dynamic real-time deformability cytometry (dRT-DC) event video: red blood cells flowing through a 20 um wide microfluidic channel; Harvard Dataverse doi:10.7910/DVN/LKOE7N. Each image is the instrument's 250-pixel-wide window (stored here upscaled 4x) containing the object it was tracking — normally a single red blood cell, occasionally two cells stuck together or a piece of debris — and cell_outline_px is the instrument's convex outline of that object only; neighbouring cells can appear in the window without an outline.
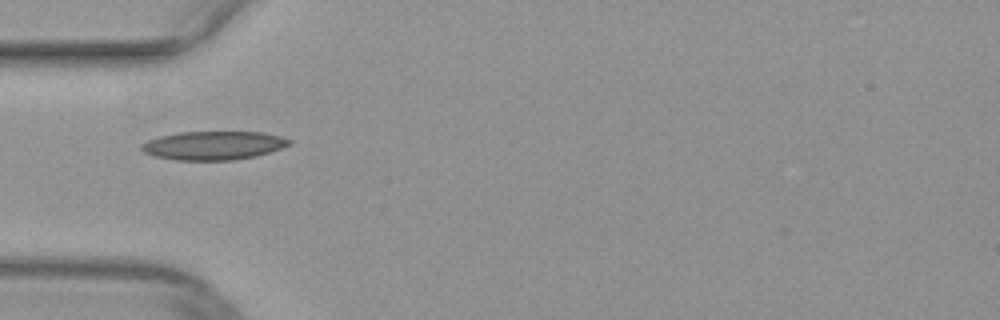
{"species": "common noctule bat (a hibernating species)", "species_latin": "Nyctalus noctula", "temperature_condition": "warm", "stored_images_in_passage": 30, "camera_frame_rate_fps": 3000, "um_per_image_px": 0.085, "animal": {"sex": "female", "body_mass_g": 29.2, "forearm_length_mm": 56.3}, "frame": {"image": 1, "passage_image": 1, "time_ms": 0.0, "image_size_px": [1000, 320], "cell_outline_px": [[292, 144], [256, 156], [232, 160], [176, 160], [156, 156], [144, 152], [140, 148], [140, 144], [148, 140], [160, 136], [180, 132], [264, 132], [280, 136], [292, 140]], "centroid_in_image_um": [18.15, 12.36], "position_along_channel_um": 66.9, "area_um2": 24.57}}
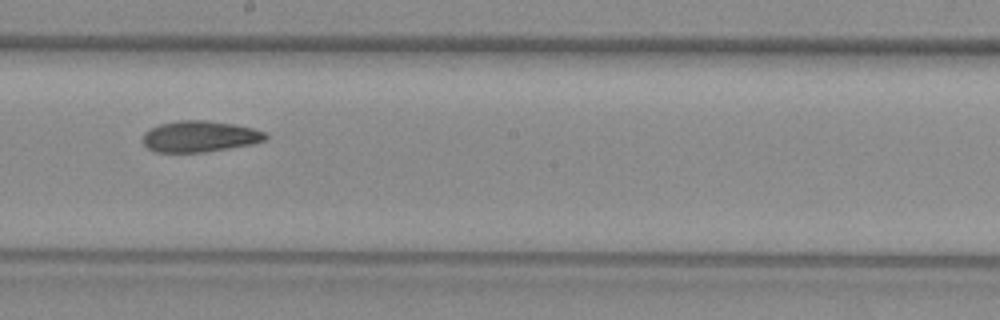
{"frame": {"image": 2, "passage_image": 13, "time_ms": 4.0, "image_size_px": [1000, 320], "cell_outline_px": [[268, 136], [264, 140], [252, 144], [204, 152], [156, 152], [148, 148], [144, 144], [144, 132], [148, 128], [156, 124], [180, 120], [208, 120], [232, 124], [252, 128], [264, 132]], "centroid_in_image_um": [16.93, 11.59], "position_along_channel_um": 231.3, "area_um2": 22.25}}
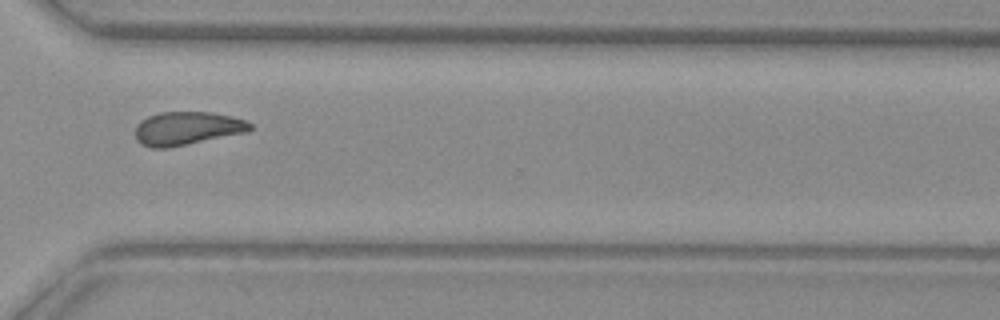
{"frame": {"image": 3, "passage_image": 22, "time_ms": 7.0, "image_size_px": [1000, 320], "cell_outline_px": [[252, 128], [248, 132], [168, 148], [152, 148], [140, 144], [136, 140], [136, 124], [140, 120], [148, 116], [160, 112], [212, 112], [244, 120], [252, 124]], "centroid_in_image_um": [15.87, 10.92], "position_along_channel_um": 354.7, "area_um2": 22.37}}